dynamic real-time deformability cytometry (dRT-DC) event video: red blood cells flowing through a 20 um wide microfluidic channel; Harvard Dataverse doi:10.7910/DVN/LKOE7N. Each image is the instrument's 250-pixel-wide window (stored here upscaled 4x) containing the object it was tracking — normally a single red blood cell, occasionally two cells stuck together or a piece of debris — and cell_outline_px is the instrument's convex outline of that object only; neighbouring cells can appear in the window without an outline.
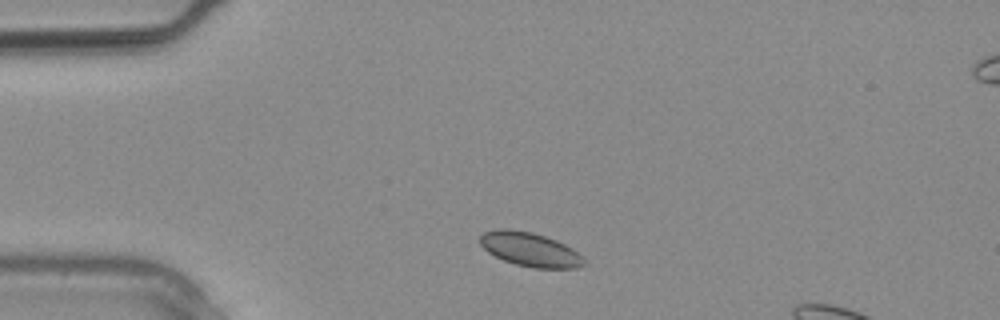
{"species": "common noctule bat (a hibernating species)", "species_latin": "Nyctalus noctula", "temperature_condition": "warm", "stored_images_in_passage": 4, "camera_frame_rate_fps": 3000, "um_per_image_px": 0.085, "animal": {"sex": "male", "body_mass_g": 20.4}, "frame": {"image": 1, "passage_image": 1, "time_ms": 0.0, "image_size_px": [1000, 320], "cell_outline_px": [[588, 264], [576, 268], [532, 268], [516, 264], [504, 260], [488, 252], [480, 244], [480, 236], [484, 232], [496, 228], [504, 228], [532, 232], [556, 240], [572, 248]], "centroid_in_image_um": [45.04, 21.2], "position_along_channel_um": 40.0, "area_um2": 20.52}}
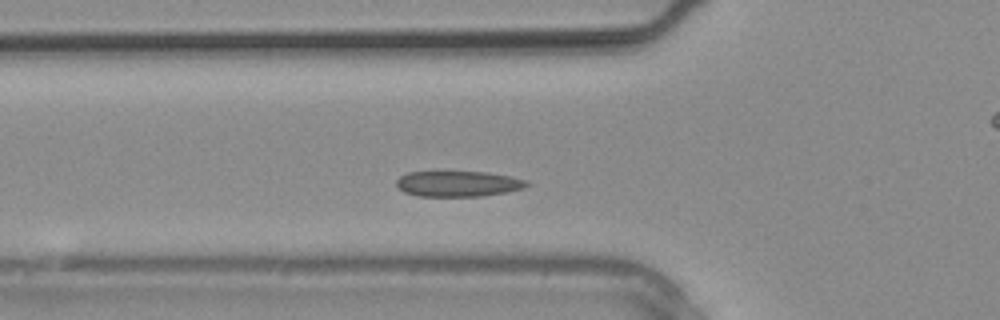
{"frame": {"image": 2, "passage_image": 3, "time_ms": 0.667, "image_size_px": [1000, 320], "cell_outline_px": [[532, 184], [524, 188], [508, 192], [480, 196], [420, 196], [404, 192], [396, 184], [396, 180], [400, 176], [408, 172], [488, 172], [512, 176], [528, 180]], "centroid_in_image_um": [39.01, 15.61], "position_along_channel_um": 86.8, "area_um2": 19.59}}